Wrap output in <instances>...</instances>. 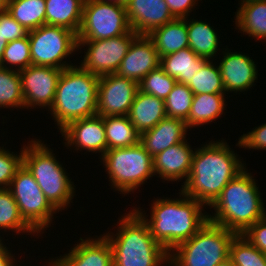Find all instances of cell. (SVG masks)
I'll return each mask as SVG.
<instances>
[{
  "label": "cell",
  "mask_w": 266,
  "mask_h": 266,
  "mask_svg": "<svg viewBox=\"0 0 266 266\" xmlns=\"http://www.w3.org/2000/svg\"><path fill=\"white\" fill-rule=\"evenodd\" d=\"M30 65L31 55L28 35L24 38L8 42L0 66L21 71Z\"/></svg>",
  "instance_id": "cell-36"
},
{
  "label": "cell",
  "mask_w": 266,
  "mask_h": 266,
  "mask_svg": "<svg viewBox=\"0 0 266 266\" xmlns=\"http://www.w3.org/2000/svg\"><path fill=\"white\" fill-rule=\"evenodd\" d=\"M107 174L111 190L126 196L134 194L153 176V157L138 143L131 147L107 150L100 158Z\"/></svg>",
  "instance_id": "cell-8"
},
{
  "label": "cell",
  "mask_w": 266,
  "mask_h": 266,
  "mask_svg": "<svg viewBox=\"0 0 266 266\" xmlns=\"http://www.w3.org/2000/svg\"><path fill=\"white\" fill-rule=\"evenodd\" d=\"M170 13L175 19L190 18L191 12L196 11V6L200 0H164Z\"/></svg>",
  "instance_id": "cell-42"
},
{
  "label": "cell",
  "mask_w": 266,
  "mask_h": 266,
  "mask_svg": "<svg viewBox=\"0 0 266 266\" xmlns=\"http://www.w3.org/2000/svg\"><path fill=\"white\" fill-rule=\"evenodd\" d=\"M104 3H113V4H119L124 7H127V5L130 3L131 0H98Z\"/></svg>",
  "instance_id": "cell-44"
},
{
  "label": "cell",
  "mask_w": 266,
  "mask_h": 266,
  "mask_svg": "<svg viewBox=\"0 0 266 266\" xmlns=\"http://www.w3.org/2000/svg\"><path fill=\"white\" fill-rule=\"evenodd\" d=\"M85 0H45L46 24L79 32Z\"/></svg>",
  "instance_id": "cell-28"
},
{
  "label": "cell",
  "mask_w": 266,
  "mask_h": 266,
  "mask_svg": "<svg viewBox=\"0 0 266 266\" xmlns=\"http://www.w3.org/2000/svg\"><path fill=\"white\" fill-rule=\"evenodd\" d=\"M177 83L175 78L170 77L159 66L149 72L138 84V88L143 93L153 95L165 100Z\"/></svg>",
  "instance_id": "cell-37"
},
{
  "label": "cell",
  "mask_w": 266,
  "mask_h": 266,
  "mask_svg": "<svg viewBox=\"0 0 266 266\" xmlns=\"http://www.w3.org/2000/svg\"><path fill=\"white\" fill-rule=\"evenodd\" d=\"M234 266H266V254L252 245L242 234H236L229 248Z\"/></svg>",
  "instance_id": "cell-34"
},
{
  "label": "cell",
  "mask_w": 266,
  "mask_h": 266,
  "mask_svg": "<svg viewBox=\"0 0 266 266\" xmlns=\"http://www.w3.org/2000/svg\"><path fill=\"white\" fill-rule=\"evenodd\" d=\"M186 122L172 117L163 118L154 128L140 134V144L152 156L187 139Z\"/></svg>",
  "instance_id": "cell-21"
},
{
  "label": "cell",
  "mask_w": 266,
  "mask_h": 266,
  "mask_svg": "<svg viewBox=\"0 0 266 266\" xmlns=\"http://www.w3.org/2000/svg\"><path fill=\"white\" fill-rule=\"evenodd\" d=\"M194 94L186 84L176 83L164 100L166 117L186 121Z\"/></svg>",
  "instance_id": "cell-35"
},
{
  "label": "cell",
  "mask_w": 266,
  "mask_h": 266,
  "mask_svg": "<svg viewBox=\"0 0 266 266\" xmlns=\"http://www.w3.org/2000/svg\"><path fill=\"white\" fill-rule=\"evenodd\" d=\"M126 12L131 30L138 35H148L175 19L164 0H131Z\"/></svg>",
  "instance_id": "cell-20"
},
{
  "label": "cell",
  "mask_w": 266,
  "mask_h": 266,
  "mask_svg": "<svg viewBox=\"0 0 266 266\" xmlns=\"http://www.w3.org/2000/svg\"><path fill=\"white\" fill-rule=\"evenodd\" d=\"M128 117L141 134L166 117L164 100L137 90Z\"/></svg>",
  "instance_id": "cell-22"
},
{
  "label": "cell",
  "mask_w": 266,
  "mask_h": 266,
  "mask_svg": "<svg viewBox=\"0 0 266 266\" xmlns=\"http://www.w3.org/2000/svg\"><path fill=\"white\" fill-rule=\"evenodd\" d=\"M58 132L61 133L64 145L77 151L98 153L101 158L107 151V140L104 127V117L92 116L77 119L68 123ZM75 148V149H74Z\"/></svg>",
  "instance_id": "cell-15"
},
{
  "label": "cell",
  "mask_w": 266,
  "mask_h": 266,
  "mask_svg": "<svg viewBox=\"0 0 266 266\" xmlns=\"http://www.w3.org/2000/svg\"><path fill=\"white\" fill-rule=\"evenodd\" d=\"M216 266H234V264L232 263V261L228 258L226 259L224 262L216 265Z\"/></svg>",
  "instance_id": "cell-46"
},
{
  "label": "cell",
  "mask_w": 266,
  "mask_h": 266,
  "mask_svg": "<svg viewBox=\"0 0 266 266\" xmlns=\"http://www.w3.org/2000/svg\"><path fill=\"white\" fill-rule=\"evenodd\" d=\"M226 94H195L186 125L191 128L203 127L225 115Z\"/></svg>",
  "instance_id": "cell-26"
},
{
  "label": "cell",
  "mask_w": 266,
  "mask_h": 266,
  "mask_svg": "<svg viewBox=\"0 0 266 266\" xmlns=\"http://www.w3.org/2000/svg\"><path fill=\"white\" fill-rule=\"evenodd\" d=\"M245 165L225 139L210 140L195 148L189 176L180 190L208 207Z\"/></svg>",
  "instance_id": "cell-1"
},
{
  "label": "cell",
  "mask_w": 266,
  "mask_h": 266,
  "mask_svg": "<svg viewBox=\"0 0 266 266\" xmlns=\"http://www.w3.org/2000/svg\"><path fill=\"white\" fill-rule=\"evenodd\" d=\"M189 138L177 143L153 157V170L155 176L164 180L162 182L185 180L187 181L191 170L192 157L195 151L188 143Z\"/></svg>",
  "instance_id": "cell-19"
},
{
  "label": "cell",
  "mask_w": 266,
  "mask_h": 266,
  "mask_svg": "<svg viewBox=\"0 0 266 266\" xmlns=\"http://www.w3.org/2000/svg\"><path fill=\"white\" fill-rule=\"evenodd\" d=\"M208 61L187 47L160 57V67L178 83L187 84Z\"/></svg>",
  "instance_id": "cell-25"
},
{
  "label": "cell",
  "mask_w": 266,
  "mask_h": 266,
  "mask_svg": "<svg viewBox=\"0 0 266 266\" xmlns=\"http://www.w3.org/2000/svg\"><path fill=\"white\" fill-rule=\"evenodd\" d=\"M4 240L0 242V266H17L18 262L15 253L11 252Z\"/></svg>",
  "instance_id": "cell-43"
},
{
  "label": "cell",
  "mask_w": 266,
  "mask_h": 266,
  "mask_svg": "<svg viewBox=\"0 0 266 266\" xmlns=\"http://www.w3.org/2000/svg\"><path fill=\"white\" fill-rule=\"evenodd\" d=\"M235 232L208 220L189 240L169 253L167 266H216L229 258Z\"/></svg>",
  "instance_id": "cell-7"
},
{
  "label": "cell",
  "mask_w": 266,
  "mask_h": 266,
  "mask_svg": "<svg viewBox=\"0 0 266 266\" xmlns=\"http://www.w3.org/2000/svg\"><path fill=\"white\" fill-rule=\"evenodd\" d=\"M107 150L131 147L140 143V133L128 115L104 117Z\"/></svg>",
  "instance_id": "cell-29"
},
{
  "label": "cell",
  "mask_w": 266,
  "mask_h": 266,
  "mask_svg": "<svg viewBox=\"0 0 266 266\" xmlns=\"http://www.w3.org/2000/svg\"><path fill=\"white\" fill-rule=\"evenodd\" d=\"M0 34L10 42L26 37L28 31L4 10L0 12Z\"/></svg>",
  "instance_id": "cell-39"
},
{
  "label": "cell",
  "mask_w": 266,
  "mask_h": 266,
  "mask_svg": "<svg viewBox=\"0 0 266 266\" xmlns=\"http://www.w3.org/2000/svg\"><path fill=\"white\" fill-rule=\"evenodd\" d=\"M22 145L19 153L4 148V145L0 146V188H9L11 180L22 166L24 144Z\"/></svg>",
  "instance_id": "cell-38"
},
{
  "label": "cell",
  "mask_w": 266,
  "mask_h": 266,
  "mask_svg": "<svg viewBox=\"0 0 266 266\" xmlns=\"http://www.w3.org/2000/svg\"><path fill=\"white\" fill-rule=\"evenodd\" d=\"M50 145L31 138L24 145L23 164L32 173L50 204L58 211L67 210L76 195V186ZM72 180V181H71ZM70 204V205H69Z\"/></svg>",
  "instance_id": "cell-6"
},
{
  "label": "cell",
  "mask_w": 266,
  "mask_h": 266,
  "mask_svg": "<svg viewBox=\"0 0 266 266\" xmlns=\"http://www.w3.org/2000/svg\"><path fill=\"white\" fill-rule=\"evenodd\" d=\"M256 181L245 168L209 206L214 213L208 214V220L236 234H243L251 225L263 219L266 208Z\"/></svg>",
  "instance_id": "cell-3"
},
{
  "label": "cell",
  "mask_w": 266,
  "mask_h": 266,
  "mask_svg": "<svg viewBox=\"0 0 266 266\" xmlns=\"http://www.w3.org/2000/svg\"><path fill=\"white\" fill-rule=\"evenodd\" d=\"M28 38L31 65L59 69L75 65L68 61L73 54L78 52L77 35L73 31L64 27L44 24L28 31Z\"/></svg>",
  "instance_id": "cell-10"
},
{
  "label": "cell",
  "mask_w": 266,
  "mask_h": 266,
  "mask_svg": "<svg viewBox=\"0 0 266 266\" xmlns=\"http://www.w3.org/2000/svg\"><path fill=\"white\" fill-rule=\"evenodd\" d=\"M138 89L136 82L116 73L100 76L97 115L102 117L128 115Z\"/></svg>",
  "instance_id": "cell-14"
},
{
  "label": "cell",
  "mask_w": 266,
  "mask_h": 266,
  "mask_svg": "<svg viewBox=\"0 0 266 266\" xmlns=\"http://www.w3.org/2000/svg\"><path fill=\"white\" fill-rule=\"evenodd\" d=\"M236 146L247 150L266 151V123L254 127L251 131L241 135Z\"/></svg>",
  "instance_id": "cell-40"
},
{
  "label": "cell",
  "mask_w": 266,
  "mask_h": 266,
  "mask_svg": "<svg viewBox=\"0 0 266 266\" xmlns=\"http://www.w3.org/2000/svg\"><path fill=\"white\" fill-rule=\"evenodd\" d=\"M179 191L177 198L157 197L152 200L150 215H146L140 206H133L147 222L153 238L169 253L192 238L208 221L205 205Z\"/></svg>",
  "instance_id": "cell-2"
},
{
  "label": "cell",
  "mask_w": 266,
  "mask_h": 266,
  "mask_svg": "<svg viewBox=\"0 0 266 266\" xmlns=\"http://www.w3.org/2000/svg\"><path fill=\"white\" fill-rule=\"evenodd\" d=\"M235 12V29L251 39L266 42V0L239 1ZM265 40V41H264Z\"/></svg>",
  "instance_id": "cell-23"
},
{
  "label": "cell",
  "mask_w": 266,
  "mask_h": 266,
  "mask_svg": "<svg viewBox=\"0 0 266 266\" xmlns=\"http://www.w3.org/2000/svg\"><path fill=\"white\" fill-rule=\"evenodd\" d=\"M130 31L126 7L98 0L84 1L77 40L108 39Z\"/></svg>",
  "instance_id": "cell-11"
},
{
  "label": "cell",
  "mask_w": 266,
  "mask_h": 266,
  "mask_svg": "<svg viewBox=\"0 0 266 266\" xmlns=\"http://www.w3.org/2000/svg\"><path fill=\"white\" fill-rule=\"evenodd\" d=\"M6 10L27 31L46 24L45 0H10Z\"/></svg>",
  "instance_id": "cell-30"
},
{
  "label": "cell",
  "mask_w": 266,
  "mask_h": 266,
  "mask_svg": "<svg viewBox=\"0 0 266 266\" xmlns=\"http://www.w3.org/2000/svg\"><path fill=\"white\" fill-rule=\"evenodd\" d=\"M138 34L131 30L130 32L100 40H77L78 51L84 46L83 60L79 65L89 71L91 74L103 76L115 73L122 59L126 56L132 41Z\"/></svg>",
  "instance_id": "cell-12"
},
{
  "label": "cell",
  "mask_w": 266,
  "mask_h": 266,
  "mask_svg": "<svg viewBox=\"0 0 266 266\" xmlns=\"http://www.w3.org/2000/svg\"><path fill=\"white\" fill-rule=\"evenodd\" d=\"M63 69L30 65L19 71L24 95V109L51 108Z\"/></svg>",
  "instance_id": "cell-13"
},
{
  "label": "cell",
  "mask_w": 266,
  "mask_h": 266,
  "mask_svg": "<svg viewBox=\"0 0 266 266\" xmlns=\"http://www.w3.org/2000/svg\"><path fill=\"white\" fill-rule=\"evenodd\" d=\"M7 44H8V41L5 38H3V36L0 34V63H1V59L3 57L4 50Z\"/></svg>",
  "instance_id": "cell-45"
},
{
  "label": "cell",
  "mask_w": 266,
  "mask_h": 266,
  "mask_svg": "<svg viewBox=\"0 0 266 266\" xmlns=\"http://www.w3.org/2000/svg\"><path fill=\"white\" fill-rule=\"evenodd\" d=\"M8 189L18 205L22 219L40 237L51 226L58 211L47 200L24 164L17 170Z\"/></svg>",
  "instance_id": "cell-9"
},
{
  "label": "cell",
  "mask_w": 266,
  "mask_h": 266,
  "mask_svg": "<svg viewBox=\"0 0 266 266\" xmlns=\"http://www.w3.org/2000/svg\"><path fill=\"white\" fill-rule=\"evenodd\" d=\"M10 231L15 232L17 236L20 234L30 235V238L36 236L22 219L11 191L8 188H0V234Z\"/></svg>",
  "instance_id": "cell-31"
},
{
  "label": "cell",
  "mask_w": 266,
  "mask_h": 266,
  "mask_svg": "<svg viewBox=\"0 0 266 266\" xmlns=\"http://www.w3.org/2000/svg\"><path fill=\"white\" fill-rule=\"evenodd\" d=\"M184 19L187 23L189 48L199 57L214 60L218 51V54H220L222 49H224L223 47L220 50V36L214 26L211 23L202 21V19H194V17Z\"/></svg>",
  "instance_id": "cell-24"
},
{
  "label": "cell",
  "mask_w": 266,
  "mask_h": 266,
  "mask_svg": "<svg viewBox=\"0 0 266 266\" xmlns=\"http://www.w3.org/2000/svg\"><path fill=\"white\" fill-rule=\"evenodd\" d=\"M7 9V2L5 0H0V12Z\"/></svg>",
  "instance_id": "cell-47"
},
{
  "label": "cell",
  "mask_w": 266,
  "mask_h": 266,
  "mask_svg": "<svg viewBox=\"0 0 266 266\" xmlns=\"http://www.w3.org/2000/svg\"><path fill=\"white\" fill-rule=\"evenodd\" d=\"M98 84L99 76L80 65L62 70L53 104L48 110L59 130L71 121L97 115Z\"/></svg>",
  "instance_id": "cell-5"
},
{
  "label": "cell",
  "mask_w": 266,
  "mask_h": 266,
  "mask_svg": "<svg viewBox=\"0 0 266 266\" xmlns=\"http://www.w3.org/2000/svg\"><path fill=\"white\" fill-rule=\"evenodd\" d=\"M24 109V95L22 91L19 71L0 66V109Z\"/></svg>",
  "instance_id": "cell-32"
},
{
  "label": "cell",
  "mask_w": 266,
  "mask_h": 266,
  "mask_svg": "<svg viewBox=\"0 0 266 266\" xmlns=\"http://www.w3.org/2000/svg\"><path fill=\"white\" fill-rule=\"evenodd\" d=\"M227 48L222 49L221 54L217 60L219 67L222 83L226 94L230 93H244L250 91L251 87L255 86V82L258 80V69L256 61L249 57L250 55L242 52H231ZM224 50V51H223Z\"/></svg>",
  "instance_id": "cell-16"
},
{
  "label": "cell",
  "mask_w": 266,
  "mask_h": 266,
  "mask_svg": "<svg viewBox=\"0 0 266 266\" xmlns=\"http://www.w3.org/2000/svg\"><path fill=\"white\" fill-rule=\"evenodd\" d=\"M209 60L186 84L193 94H226L218 65Z\"/></svg>",
  "instance_id": "cell-33"
},
{
  "label": "cell",
  "mask_w": 266,
  "mask_h": 266,
  "mask_svg": "<svg viewBox=\"0 0 266 266\" xmlns=\"http://www.w3.org/2000/svg\"><path fill=\"white\" fill-rule=\"evenodd\" d=\"M126 212L118 217L117 231L103 234L110 242L113 266L167 265L169 252L153 238L147 222L134 208Z\"/></svg>",
  "instance_id": "cell-4"
},
{
  "label": "cell",
  "mask_w": 266,
  "mask_h": 266,
  "mask_svg": "<svg viewBox=\"0 0 266 266\" xmlns=\"http://www.w3.org/2000/svg\"><path fill=\"white\" fill-rule=\"evenodd\" d=\"M147 36L152 40L160 57L189 47L185 19H174L152 30Z\"/></svg>",
  "instance_id": "cell-27"
},
{
  "label": "cell",
  "mask_w": 266,
  "mask_h": 266,
  "mask_svg": "<svg viewBox=\"0 0 266 266\" xmlns=\"http://www.w3.org/2000/svg\"><path fill=\"white\" fill-rule=\"evenodd\" d=\"M242 235L263 254H266V216L251 225Z\"/></svg>",
  "instance_id": "cell-41"
},
{
  "label": "cell",
  "mask_w": 266,
  "mask_h": 266,
  "mask_svg": "<svg viewBox=\"0 0 266 266\" xmlns=\"http://www.w3.org/2000/svg\"><path fill=\"white\" fill-rule=\"evenodd\" d=\"M159 66L160 56L152 40L147 35H138L115 73L139 84L149 72Z\"/></svg>",
  "instance_id": "cell-18"
},
{
  "label": "cell",
  "mask_w": 266,
  "mask_h": 266,
  "mask_svg": "<svg viewBox=\"0 0 266 266\" xmlns=\"http://www.w3.org/2000/svg\"><path fill=\"white\" fill-rule=\"evenodd\" d=\"M87 236L70 247L69 252L49 258L48 266H113L112 249L107 238L100 234L94 238Z\"/></svg>",
  "instance_id": "cell-17"
}]
</instances>
